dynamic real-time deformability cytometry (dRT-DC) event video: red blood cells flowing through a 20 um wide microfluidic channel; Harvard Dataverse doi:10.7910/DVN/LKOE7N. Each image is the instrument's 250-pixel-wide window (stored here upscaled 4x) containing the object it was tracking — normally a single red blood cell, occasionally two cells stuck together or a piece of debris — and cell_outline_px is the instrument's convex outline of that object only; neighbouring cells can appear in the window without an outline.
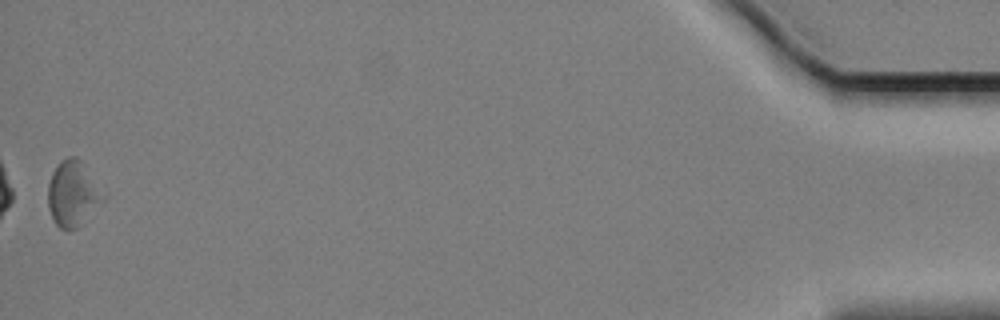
{"species": "Egyptian fruit bat (a non-hibernating species)", "species_latin": "Rousettus aegyptiacus", "temperature_condition": "cold", "stored_images_in_passage": 42, "camera_frame_rate_fps": 3000, "um_per_image_px": 0.085, "animal": {"sex": "female"}, "frame": {"image": 1, "passage_image": 42, "time_ms": 13.667, "image_size_px": [1000, 320], "cell_outline_px": [[96, 200], [76, 228], [68, 232], [60, 228], [56, 224], [48, 208], [48, 184], [52, 172], [68, 156], [76, 156], [80, 160], [96, 196]], "centroid_in_image_um": [5.94, 16.49], "position_along_channel_um": 429.3, "area_um2": 18.26}}